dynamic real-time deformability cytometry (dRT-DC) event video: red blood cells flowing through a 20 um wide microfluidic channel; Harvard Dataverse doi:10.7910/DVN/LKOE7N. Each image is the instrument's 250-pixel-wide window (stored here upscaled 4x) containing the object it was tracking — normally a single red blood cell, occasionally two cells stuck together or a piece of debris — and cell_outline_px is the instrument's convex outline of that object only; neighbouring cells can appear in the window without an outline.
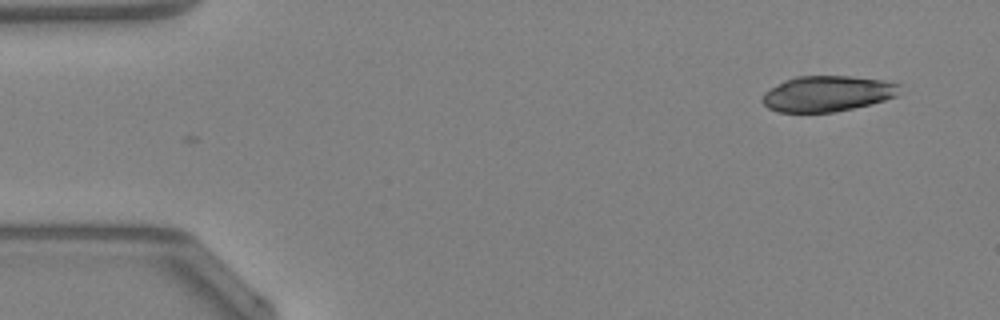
{"species": "Egyptian fruit bat (a non-hibernating species)", "species_latin": "Rousettus aegyptiacus", "temperature_condition": "warm", "stored_images_in_passage": 44, "camera_frame_rate_fps": 3000, "um_per_image_px": 0.085, "animal": {"sex": "female"}, "frame": {"image": 1, "passage_image": 1, "time_ms": 0.0, "image_size_px": [1000, 320], "cell_outline_px": [[900, 84], [896, 96], [872, 104], [836, 112], [776, 112], [768, 108], [760, 100], [764, 92], [784, 80], [796, 76], [852, 76], [884, 80]], "centroid_in_image_um": [70.3, 7.96], "position_along_channel_um": 14.7, "area_um2": 28.73}}
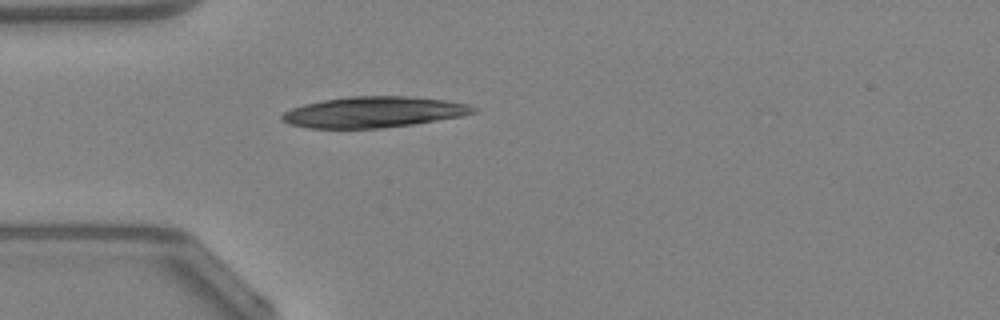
{"frame": {"image": 2, "passage_image": 11, "time_ms": 3.333, "image_size_px": [1000, 320], "cell_outline_px": [[476, 112], [460, 116], [412, 124], [384, 128], [308, 128], [288, 124], [280, 120], [280, 116], [284, 112], [292, 108], [304, 104], [324, 100], [348, 96], [408, 96], [444, 100], [468, 104], [476, 108]], "centroid_in_image_um": [31.71, 9.53], "position_along_channel_um": 53.3, "area_um2": 34.33}}
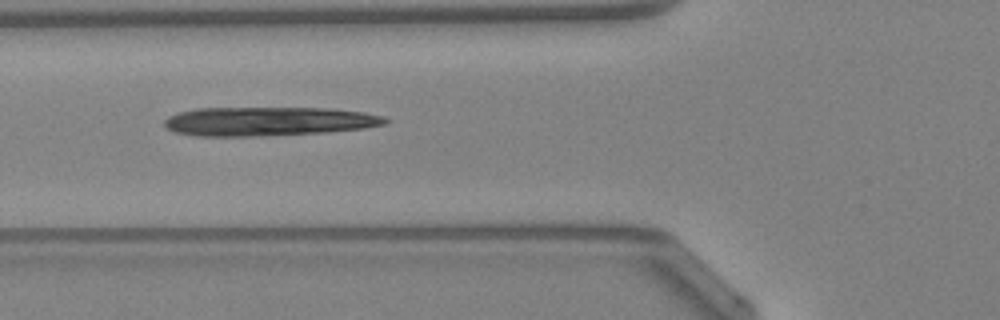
{"frame": {"image": 3, "passage_image": 15, "time_ms": 4.667, "image_size_px": [1000, 320], "cell_outline_px": [[388, 120], [384, 124], [364, 128], [328, 132], [260, 136], [196, 136], [176, 132], [168, 128], [164, 124], [164, 120], [168, 116], [180, 112], [196, 108], [328, 108], [364, 112], [380, 116]], "centroid_in_image_um": [22.78, 10.31], "position_along_channel_um": 103.0, "area_um2": 37.17}}